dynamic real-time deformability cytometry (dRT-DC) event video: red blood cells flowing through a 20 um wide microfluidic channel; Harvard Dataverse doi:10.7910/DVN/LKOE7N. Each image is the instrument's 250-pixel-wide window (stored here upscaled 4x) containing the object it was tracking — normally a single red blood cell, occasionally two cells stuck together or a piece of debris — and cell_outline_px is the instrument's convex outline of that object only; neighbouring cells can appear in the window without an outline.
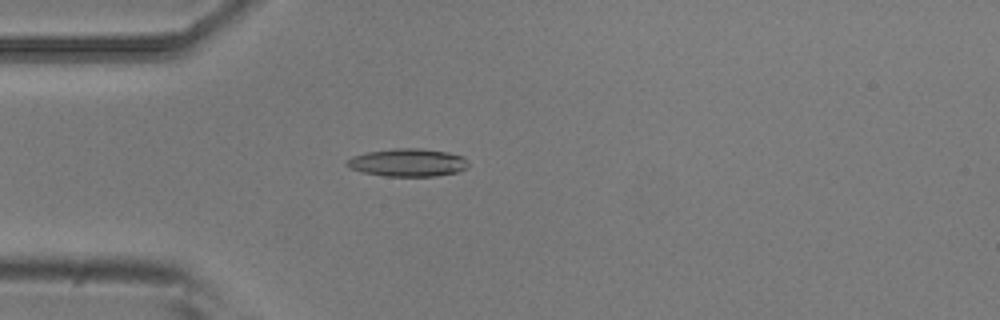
{"species": "common noctule bat (a hibernating species)", "species_latin": "Nyctalus noctula", "temperature_condition": "room temperature", "stored_images_in_passage": 6, "camera_frame_rate_fps": 3000, "um_per_image_px": 0.085, "animal": {"sex": "male", "body_mass_g": 20.5, "forearm_length_mm": 52.5}, "frame": {"image": 1, "passage_image": 5, "time_ms": 1.333, "image_size_px": [1000, 320], "cell_outline_px": [[468, 168], [456, 172], [436, 176], [384, 176], [364, 172], [352, 168], [344, 164], [352, 156], [368, 152], [392, 148], [420, 148], [448, 152], [464, 156], [468, 160]], "centroid_in_image_um": [34.7, 13.81], "position_along_channel_um": 50.3, "area_um2": 19.77}}